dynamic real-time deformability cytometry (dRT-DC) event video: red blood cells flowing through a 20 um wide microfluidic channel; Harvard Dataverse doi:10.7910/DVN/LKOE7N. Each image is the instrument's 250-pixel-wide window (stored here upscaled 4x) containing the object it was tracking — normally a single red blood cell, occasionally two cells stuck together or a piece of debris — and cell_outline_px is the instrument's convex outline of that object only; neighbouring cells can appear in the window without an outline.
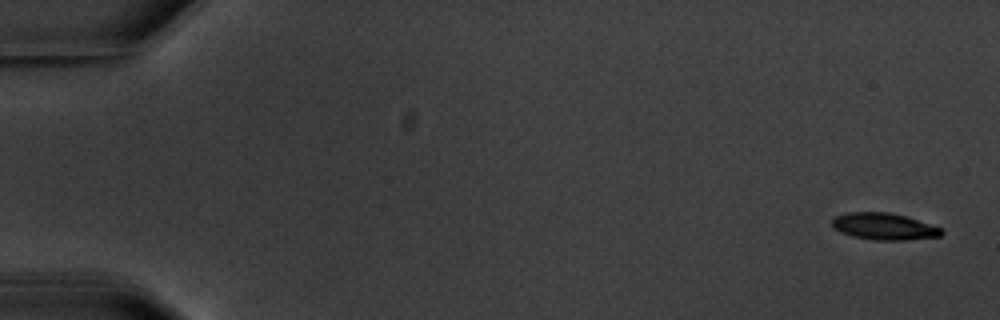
{"species": "common noctule bat (a hibernating species)", "species_latin": "Nyctalus noctula", "temperature_condition": "warm", "stored_images_in_passage": 13, "camera_frame_rate_fps": 3000, "um_per_image_px": 0.085, "animal": {"sex": "male", "body_mass_g": 20.1, "forearm_length_mm": 53.5}, "frame": {"image": 1, "passage_image": 1, "time_ms": 0.0, "image_size_px": [1000, 320], "cell_outline_px": [[944, 232], [940, 236], [904, 240], [876, 240], [852, 236], [840, 232], [832, 228], [832, 220], [836, 216], [848, 212], [888, 212], [908, 216], [940, 228]], "centroid_in_image_um": [75.12, 19.24], "position_along_channel_um": 9.9, "area_um2": 17.05}}
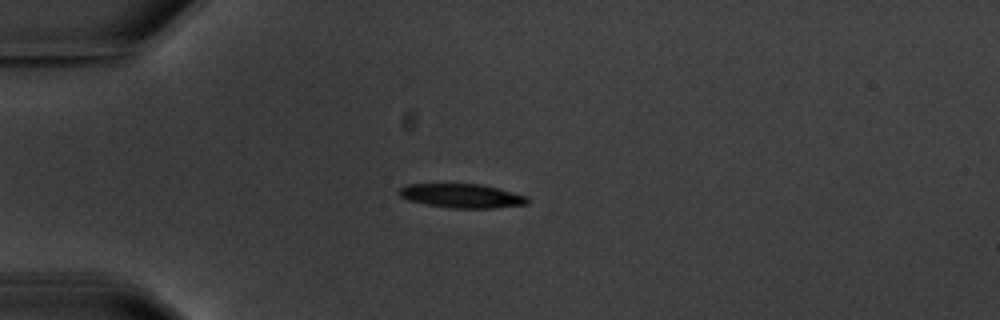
{"frame": {"image": 2, "passage_image": 4, "time_ms": 4.667, "image_size_px": [1000, 320], "cell_outline_px": [[528, 204], [496, 208], [452, 208], [428, 204], [408, 200], [400, 196], [396, 192], [400, 188], [408, 184], [480, 184], [528, 196]], "centroid_in_image_um": [39.25, 16.65], "position_along_channel_um": 45.7, "area_um2": 17.86}, "authors_computed_cell_mechanics": {"area_um2": 18.9584, "velocity_mm_per_s": 3.4732, "shape_relaxation_time_tau1_ms": 3.8146, "shape_relaxation_time_tau2_ms": null, "deformation_change_tau1": 0.1434, "deformation_change_tau2": null}}